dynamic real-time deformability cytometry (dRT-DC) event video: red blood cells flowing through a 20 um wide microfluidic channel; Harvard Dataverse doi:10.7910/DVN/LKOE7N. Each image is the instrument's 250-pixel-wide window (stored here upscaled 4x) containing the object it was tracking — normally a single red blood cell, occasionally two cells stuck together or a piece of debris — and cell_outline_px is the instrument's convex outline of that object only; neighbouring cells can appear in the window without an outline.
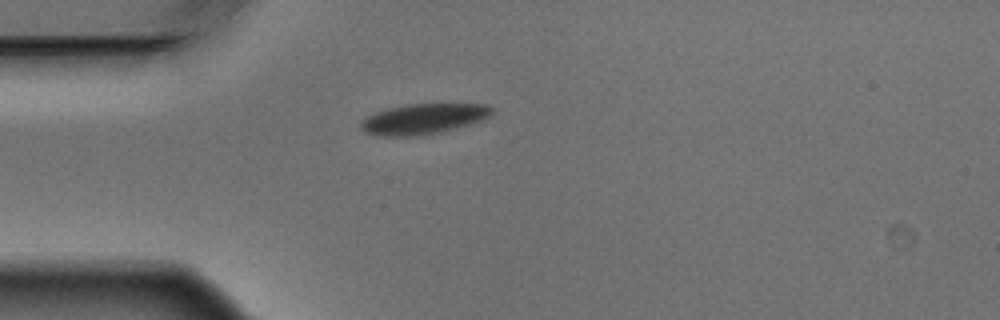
{"species": "Egyptian fruit bat (a non-hibernating species)", "species_latin": "Rousettus aegyptiacus", "temperature_condition": "warm", "stored_images_in_passage": 1, "camera_frame_rate_fps": 3000, "um_per_image_px": 0.085, "animal": {"sex": "male"}, "frame": {"image": 1, "passage_image": 1, "time_ms": 0.0, "image_size_px": [1000, 320], "cell_outline_px": [[492, 112], [488, 116], [480, 120], [456, 128], [440, 132], [416, 136], [376, 136], [364, 132], [360, 128], [360, 124], [368, 116], [376, 112], [388, 108], [408, 104], [488, 104], [492, 108]], "centroid_in_image_um": [35.95, 10.11], "position_along_channel_um": 49.1, "area_um2": 23.0}}